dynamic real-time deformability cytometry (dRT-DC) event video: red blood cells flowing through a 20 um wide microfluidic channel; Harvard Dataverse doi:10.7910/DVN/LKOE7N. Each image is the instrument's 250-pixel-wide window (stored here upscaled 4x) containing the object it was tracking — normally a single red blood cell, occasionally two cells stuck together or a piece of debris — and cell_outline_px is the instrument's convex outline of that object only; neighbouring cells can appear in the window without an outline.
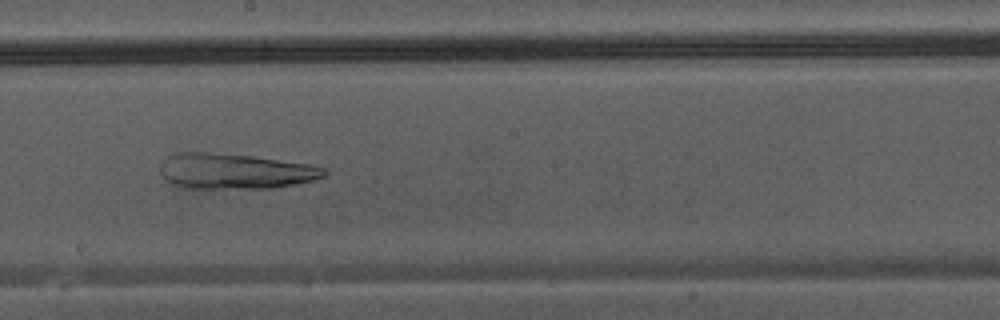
{"species": "Egyptian fruit bat (a non-hibernating species)", "species_latin": "Rousettus aegyptiacus", "temperature_condition": "warm", "stored_images_in_passage": 45, "camera_frame_rate_fps": 3000, "um_per_image_px": 0.085, "animal": {"sex": "male"}, "frame": {"image": 1, "passage_image": 26, "time_ms": 8.333, "image_size_px": [1000, 320], "cell_outline_px": [[328, 172], [324, 176], [312, 180], [272, 188], [172, 188], [164, 180], [160, 172], [160, 164], [168, 156], [176, 152], [208, 152], [252, 156], [308, 164], [324, 168]], "centroid_in_image_um": [19.85, 14.56], "position_along_channel_um": 228.3, "area_um2": 34.1}}
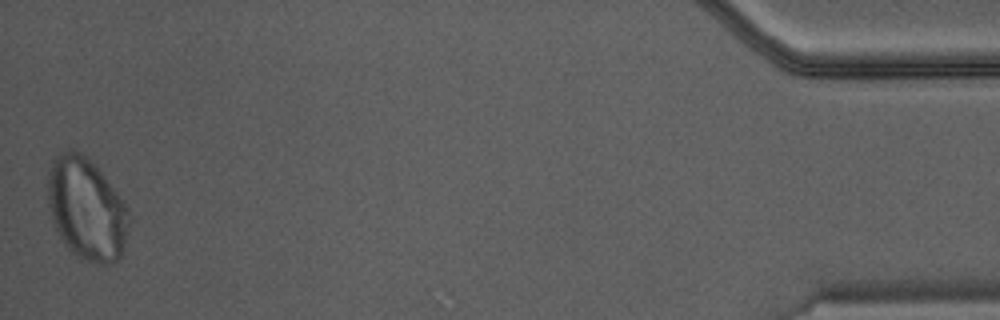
{"frame": {"image": 2, "passage_image": 45, "time_ms": 14.667, "image_size_px": [1000, 320], "cell_outline_px": [[128, 228], [124, 248], [120, 256], [116, 260], [108, 264], [96, 264], [80, 260], [64, 244], [56, 228], [48, 204], [48, 172], [52, 160], [56, 152], [64, 148], [72, 148], [80, 152], [104, 176], [116, 192], [124, 204], [128, 212]], "centroid_in_image_um": [7.32, 17.75], "position_along_channel_um": 427.9, "area_um2": 48.15}}